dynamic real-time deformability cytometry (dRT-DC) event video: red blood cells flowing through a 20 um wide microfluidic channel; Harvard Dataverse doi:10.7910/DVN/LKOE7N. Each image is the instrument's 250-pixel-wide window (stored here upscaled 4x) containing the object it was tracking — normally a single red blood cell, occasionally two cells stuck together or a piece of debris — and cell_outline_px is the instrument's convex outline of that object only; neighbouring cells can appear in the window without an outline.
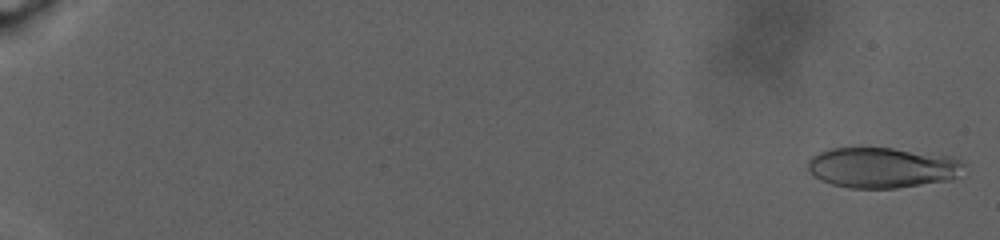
{"species": "human", "species_latin": "Homo sapiens", "temperature_condition": "warm", "stored_images_in_passage": 43, "camera_frame_rate_fps": 3000, "um_per_image_px": 0.085, "donor": {"sex": "male"}, "frame": {"image": 1, "passage_image": 2, "time_ms": 0.333, "image_size_px": [1000, 240], "cell_outline_px": [[964, 164], [956, 176], [952, 180], [896, 188], [848, 188], [832, 184], [820, 180], [808, 172], [808, 160], [812, 156], [820, 152], [832, 148], [892, 148], [952, 156], [960, 160]], "centroid_in_image_um": [74.97, 14.25], "position_along_channel_um": 10.0, "area_um2": 36.82}}
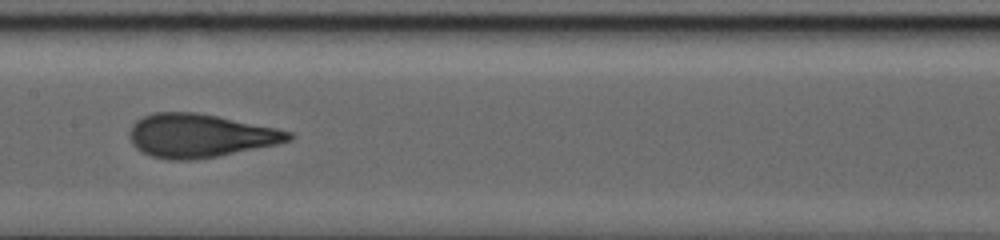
{"frame": {"image": 2, "passage_image": 28, "time_ms": 17.0, "image_size_px": [1000, 240], "cell_outline_px": [[296, 136], [292, 140], [276, 144], [220, 156], [192, 160], [168, 160], [152, 156], [136, 148], [132, 144], [128, 136], [128, 132], [132, 124], [136, 120], [152, 112], [196, 112], [276, 128], [292, 132]], "centroid_in_image_um": [16.98, 11.53], "position_along_channel_um": 190.4, "area_um2": 40.4}}
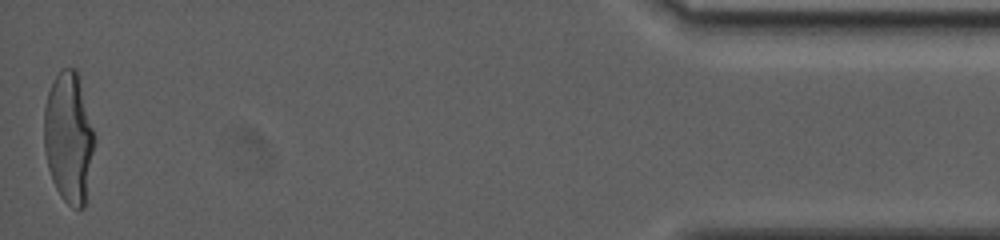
{"frame": {"image": 3, "passage_image": 43, "time_ms": 29.667, "image_size_px": [1000, 240], "cell_outline_px": [[96, 140], [84, 208], [72, 208], [60, 196], [52, 180], [48, 168], [44, 152], [44, 108], [48, 92], [60, 68], [76, 68], [80, 72]], "centroid_in_image_um": [5.86, 11.65], "position_along_channel_um": 429.3, "area_um2": 39.19}, "authors_computed_cell_mechanics": {"area_um2": 38.148, "velocity_mm_per_s": 2.4464, "shape_relaxation_time_tau1_ms": 7.9087, "shape_relaxation_time_tau2_ms": 1.2253, "deformation_change_tau1": 0.258, "deformation_change_tau2": 0.0716}}